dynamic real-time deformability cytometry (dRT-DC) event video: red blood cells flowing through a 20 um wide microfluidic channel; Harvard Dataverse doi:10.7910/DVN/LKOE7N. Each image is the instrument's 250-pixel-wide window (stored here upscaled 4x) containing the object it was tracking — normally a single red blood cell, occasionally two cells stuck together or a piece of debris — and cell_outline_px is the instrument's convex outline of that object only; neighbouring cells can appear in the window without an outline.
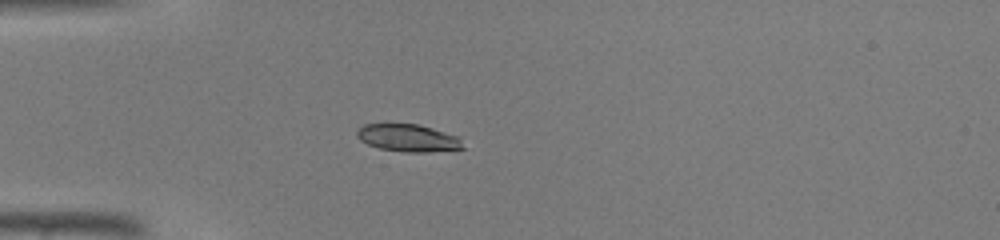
{"species": "common noctule bat (a hibernating species)", "species_latin": "Nyctalus noctula", "temperature_condition": "warm", "stored_images_in_passage": 40, "camera_frame_rate_fps": 3000, "um_per_image_px": 0.085, "animal": {"sex": "male", "body_mass_g": 19.0, "forearm_length_mm": 50.8}, "frame": {"image": 1, "passage_image": 8, "time_ms": 2.333, "image_size_px": [1000, 240], "cell_outline_px": [[464, 148], [424, 152], [404, 152], [380, 148], [368, 144], [360, 140], [356, 136], [356, 132], [364, 124], [420, 124], [456, 136], [460, 140]], "centroid_in_image_um": [34.65, 11.72], "position_along_channel_um": 50.4, "area_um2": 16.65}}
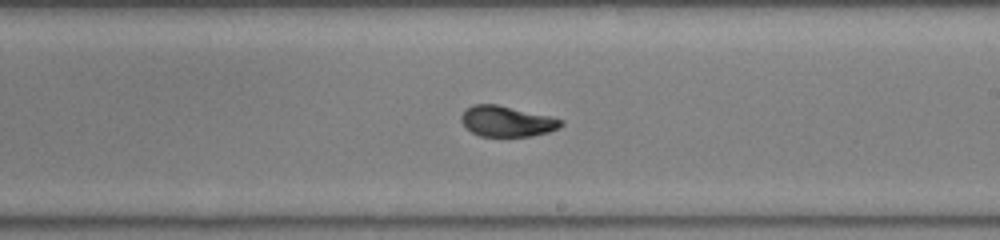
{"frame": {"image": 2, "passage_image": 22, "time_ms": 7.0, "image_size_px": [1000, 240], "cell_outline_px": [[564, 124], [548, 132], [532, 136], [480, 136], [472, 132], [460, 120], [460, 116], [472, 104], [496, 104], [552, 116], [564, 120]], "centroid_in_image_um": [43.1, 10.3], "position_along_channel_um": 245.9, "area_um2": 17.74}}
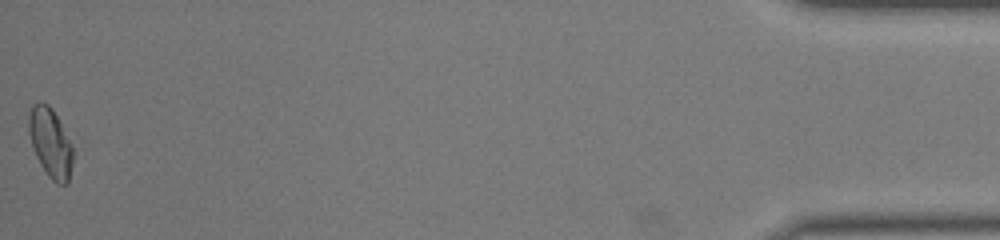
{"frame": {"image": 3, "passage_image": 40, "time_ms": 13.0, "image_size_px": [1000, 240], "cell_outline_px": [[76, 152], [68, 184], [56, 184], [48, 176], [40, 164], [36, 156], [28, 132], [28, 116], [32, 104], [40, 100], [48, 104], [52, 108]], "centroid_in_image_um": [4.31, 12.15], "position_along_channel_um": 430.9, "area_um2": 18.26}}